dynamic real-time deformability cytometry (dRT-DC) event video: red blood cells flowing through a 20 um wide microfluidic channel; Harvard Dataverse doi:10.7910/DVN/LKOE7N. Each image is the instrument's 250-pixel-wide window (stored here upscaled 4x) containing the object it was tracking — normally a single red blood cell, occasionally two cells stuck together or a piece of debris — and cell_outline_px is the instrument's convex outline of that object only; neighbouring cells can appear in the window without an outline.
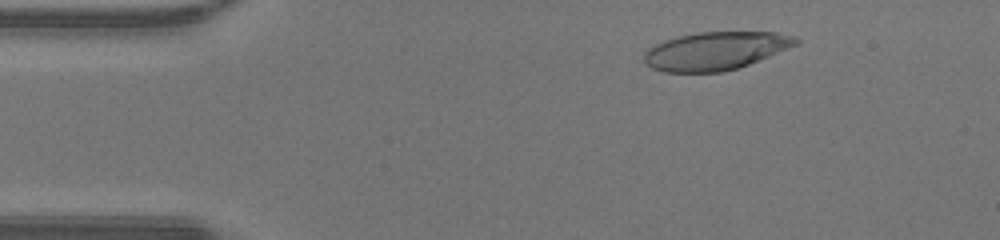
{"species": "human", "species_latin": "Homo sapiens", "temperature_condition": "warm", "stored_images_in_passage": 46, "camera_frame_rate_fps": 3000, "um_per_image_px": 0.085, "donor": {"sex": "male"}, "frame": {"image": 1, "passage_image": 5, "time_ms": 1.333, "image_size_px": [1000, 240], "cell_outline_px": [[800, 44], [748, 64], [736, 68], [720, 72], [664, 72], [652, 68], [644, 64], [644, 52], [648, 48], [664, 40], [676, 36], [696, 32], [776, 32], [796, 36], [800, 40]], "centroid_in_image_um": [60.81, 4.31], "position_along_channel_um": 24.2, "area_um2": 33.87}}
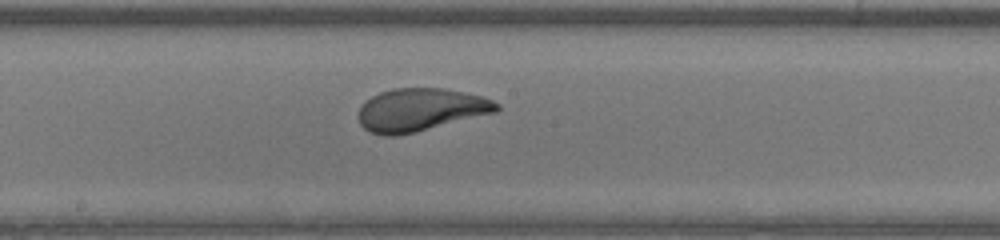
{"frame": {"image": 2, "passage_image": 23, "time_ms": 7.333, "image_size_px": [1000, 240], "cell_outline_px": [[500, 108], [496, 112], [416, 132], [396, 136], [384, 136], [372, 132], [364, 128], [360, 124], [356, 116], [360, 108], [372, 96], [380, 92], [392, 88], [444, 88], [480, 96], [492, 100], [500, 104]], "centroid_in_image_um": [35.72, 9.34], "position_along_channel_um": 212.5, "area_um2": 34.39}}
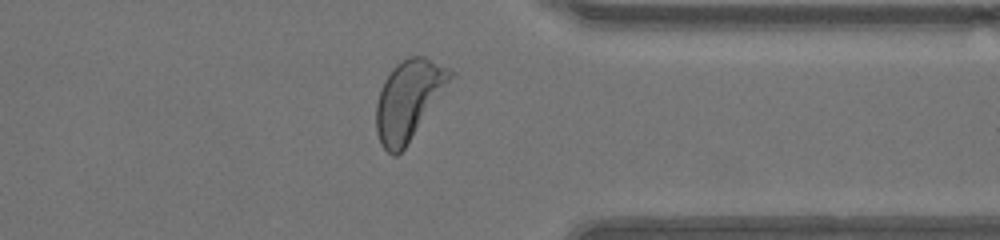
{"frame": {"image": 3, "passage_image": 35, "time_ms": 11.333, "image_size_px": [1000, 240], "cell_outline_px": [[456, 76], [404, 148], [396, 156], [392, 156], [380, 144], [376, 132], [376, 104], [384, 80], [392, 68], [396, 64], [408, 56], [424, 56], [452, 68], [456, 72]], "centroid_in_image_um": [34.77, 8.45], "position_along_channel_um": 376.6, "area_um2": 34.62}, "authors_computed_cell_mechanics": {"area_um2": 34.6222, "velocity_mm_per_s": 4.2969, "shape_relaxation_time_tau1_ms": 2.6626, "shape_relaxation_time_tau2_ms": null, "deformation_change_tau1": 0.1622, "deformation_change_tau2": null}}